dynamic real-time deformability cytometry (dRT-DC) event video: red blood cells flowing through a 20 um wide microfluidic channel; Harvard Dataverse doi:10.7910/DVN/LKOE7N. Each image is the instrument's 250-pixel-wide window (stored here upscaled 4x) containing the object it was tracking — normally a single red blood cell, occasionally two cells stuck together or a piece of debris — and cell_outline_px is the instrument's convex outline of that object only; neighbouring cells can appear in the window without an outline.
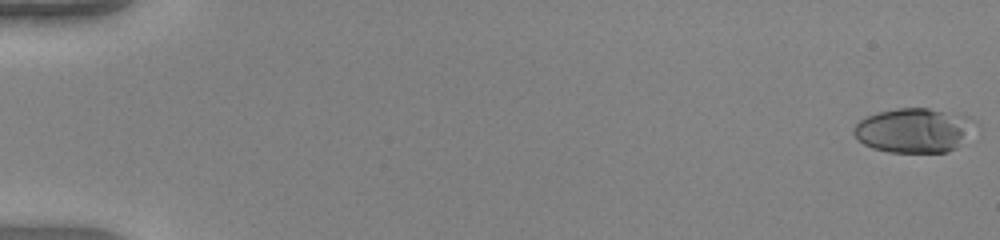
{"species": "human", "species_latin": "Homo sapiens", "temperature_condition": "warm", "stored_images_in_passage": 51, "camera_frame_rate_fps": 3000, "um_per_image_px": 0.085, "donor": {"sex": "female"}, "frame": {"image": 1, "passage_image": 1, "time_ms": 0.0, "image_size_px": [1000, 240], "cell_outline_px": [[980, 124], [956, 148], [948, 152], [888, 152], [872, 148], [856, 140], [852, 132], [852, 128], [860, 120], [868, 116], [880, 112], [896, 108], [928, 108], [968, 116], [976, 120]], "centroid_in_image_um": [77.71, 11.08], "position_along_channel_um": 7.3, "area_um2": 31.79}}
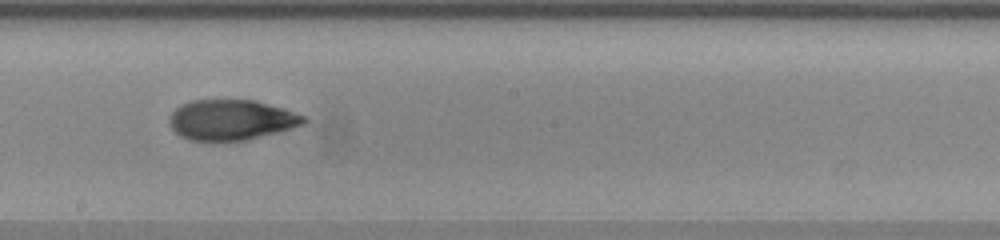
{"frame": {"image": 2, "passage_image": 30, "time_ms": 9.667, "image_size_px": [1000, 240], "cell_outline_px": [[308, 120], [304, 124], [280, 132], [248, 140], [188, 140], [180, 136], [168, 124], [168, 120], [172, 112], [180, 104], [192, 100], [256, 100], [284, 108], [308, 116]], "centroid_in_image_um": [19.7, 10.18], "position_along_channel_um": 228.5, "area_um2": 31.96}}
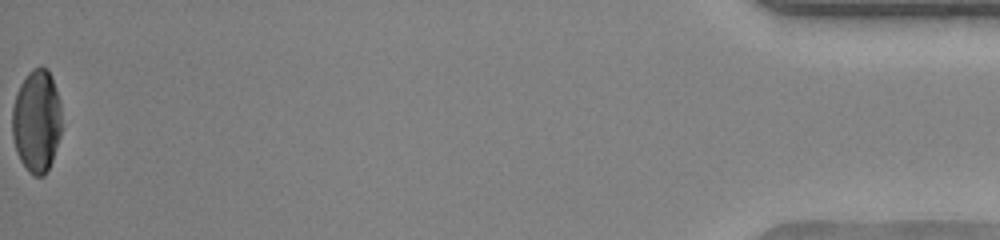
{"frame": {"image": 3, "passage_image": 51, "time_ms": 16.667, "image_size_px": [1000, 240], "cell_outline_px": [[64, 128], [52, 160], [44, 176], [32, 176], [28, 172], [20, 160], [16, 152], [12, 136], [12, 108], [16, 92], [20, 84], [28, 72], [32, 68], [40, 64], [48, 68], [52, 76], [60, 100]], "centroid_in_image_um": [3.14, 10.26], "position_along_channel_um": 432.1, "area_um2": 30.69}, "authors_computed_cell_mechanics": {"area_um2": 31.6166, "velocity_mm_per_s": 4.2032, "shape_relaxation_time_tau1_ms": 9.2862, "shape_relaxation_time_tau2_ms": 1.2753, "deformation_change_tau1": 0.3276, "deformation_change_tau2": 0.0625}}